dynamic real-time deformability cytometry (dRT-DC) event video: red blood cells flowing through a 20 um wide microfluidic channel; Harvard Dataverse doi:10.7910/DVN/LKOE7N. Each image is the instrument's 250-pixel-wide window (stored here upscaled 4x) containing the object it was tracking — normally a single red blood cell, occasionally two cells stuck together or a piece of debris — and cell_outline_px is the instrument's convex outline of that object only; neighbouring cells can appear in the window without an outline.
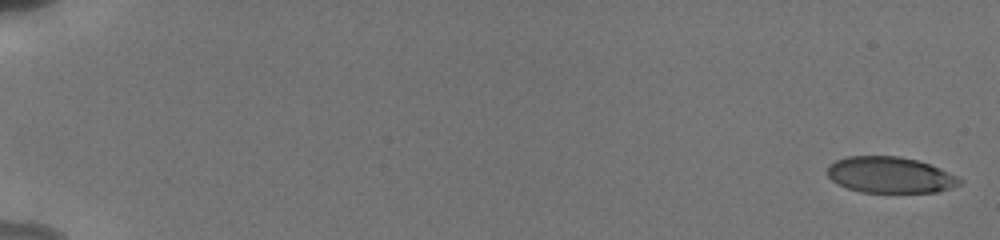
{"species": "human", "species_latin": "Homo sapiens", "temperature_condition": "cold", "stored_images_in_passage": 10, "camera_frame_rate_fps": 3000, "um_per_image_px": 0.085, "donor": {"sex": "male"}, "frame": {"image": 1, "passage_image": 1, "time_ms": 0.0, "image_size_px": [1000, 240], "cell_outline_px": [[964, 180], [960, 184], [936, 192], [860, 192], [848, 188], [832, 180], [828, 176], [828, 164], [836, 160], [848, 156], [900, 156], [916, 160], [928, 164], [956, 176]], "centroid_in_image_um": [75.62, 14.86], "position_along_channel_um": 9.4, "area_um2": 27.51}}
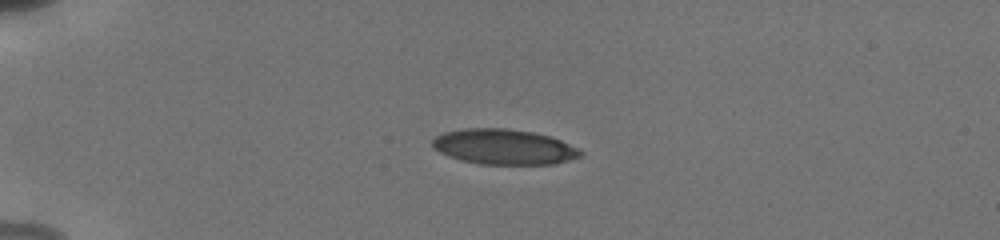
{"frame": {"image": 2, "passage_image": 7, "time_ms": 4.667, "image_size_px": [1000, 240], "cell_outline_px": [[584, 152], [580, 156], [556, 164], [480, 164], [460, 160], [448, 156], [432, 148], [432, 140], [436, 136], [444, 132], [464, 128], [504, 128], [532, 132], [552, 136]], "centroid_in_image_um": [42.8, 12.48], "position_along_channel_um": 42.2, "area_um2": 30.46}}
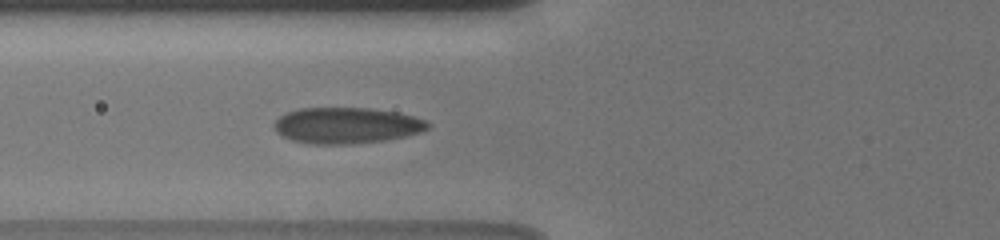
{"frame": {"image": 3, "passage_image": 10, "time_ms": 7.333, "image_size_px": [1000, 240], "cell_outline_px": [[432, 124], [428, 128], [420, 132], [404, 136], [384, 140], [348, 144], [312, 144], [292, 140], [276, 132], [272, 124], [280, 116], [288, 112], [300, 108], [368, 108], [396, 112], [412, 116], [424, 120]], "centroid_in_image_um": [29.43, 10.66], "position_along_channel_um": 96.4, "area_um2": 32.08}}